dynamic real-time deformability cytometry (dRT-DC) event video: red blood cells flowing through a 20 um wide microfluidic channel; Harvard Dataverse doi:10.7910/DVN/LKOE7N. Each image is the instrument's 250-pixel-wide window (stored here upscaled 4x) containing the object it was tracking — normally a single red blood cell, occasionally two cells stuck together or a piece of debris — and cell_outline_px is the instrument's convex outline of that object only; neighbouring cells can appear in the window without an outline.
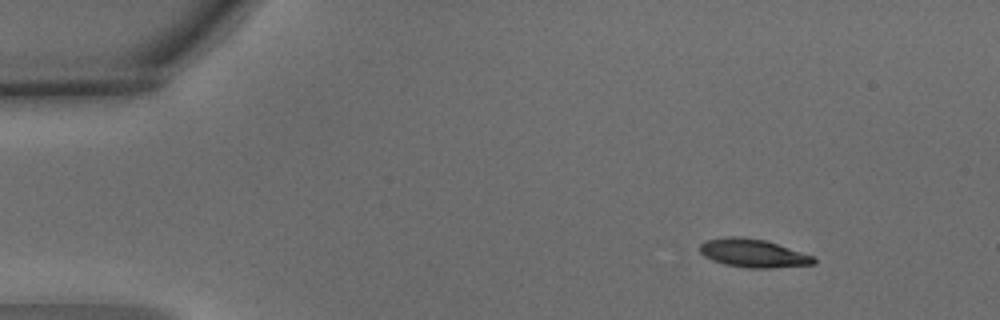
{"species": "common noctule bat (a hibernating species)", "species_latin": "Nyctalus noctula", "temperature_condition": "warm", "stored_images_in_passage": 5, "camera_frame_rate_fps": 3000, "um_per_image_px": 0.085, "animal": {"sex": "male", "body_mass_g": 15.6}, "frame": {"image": 1, "passage_image": 1, "time_ms": 0.0, "image_size_px": [1000, 320], "cell_outline_px": [[816, 264], [772, 268], [748, 268], [724, 264], [712, 260], [704, 256], [700, 252], [700, 244], [704, 240], [724, 236], [736, 236], [764, 240], [812, 256], [816, 260]], "centroid_in_image_um": [63.96, 21.52], "position_along_channel_um": 21.0, "area_um2": 18.67}}
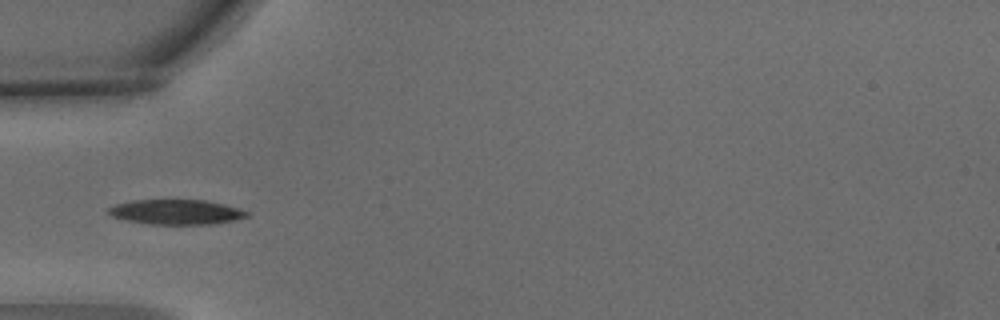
{"frame": {"image": 2, "passage_image": 4, "time_ms": 1.0, "image_size_px": [1000, 320], "cell_outline_px": [[252, 212], [248, 216], [236, 220], [212, 224], [152, 224], [128, 220], [112, 216], [104, 212], [108, 208], [116, 204], [132, 200], [204, 200], [224, 204], [240, 208]], "centroid_in_image_um": [15.01, 18.01], "position_along_channel_um": 70.0, "area_um2": 20.17}}
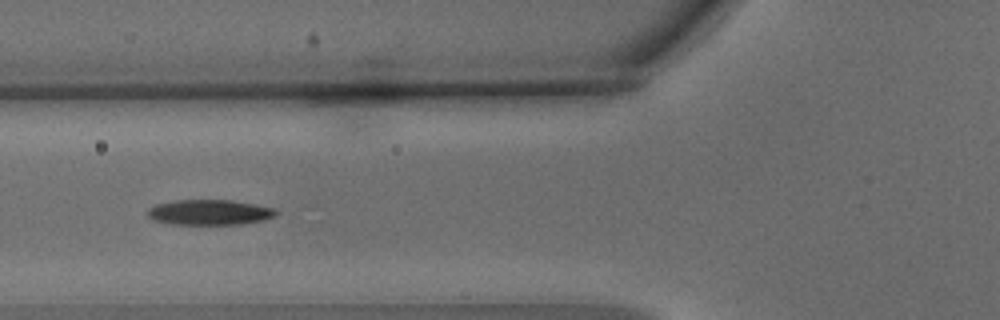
{"frame": {"image": 3, "passage_image": 5, "time_ms": 1.333, "image_size_px": [1000, 320], "cell_outline_px": [[280, 212], [276, 216], [264, 220], [240, 224], [172, 224], [156, 220], [148, 216], [148, 208], [156, 204], [176, 200], [232, 200], [276, 208]], "centroid_in_image_um": [17.87, 18.04], "position_along_channel_um": 107.9, "area_um2": 18.96}}